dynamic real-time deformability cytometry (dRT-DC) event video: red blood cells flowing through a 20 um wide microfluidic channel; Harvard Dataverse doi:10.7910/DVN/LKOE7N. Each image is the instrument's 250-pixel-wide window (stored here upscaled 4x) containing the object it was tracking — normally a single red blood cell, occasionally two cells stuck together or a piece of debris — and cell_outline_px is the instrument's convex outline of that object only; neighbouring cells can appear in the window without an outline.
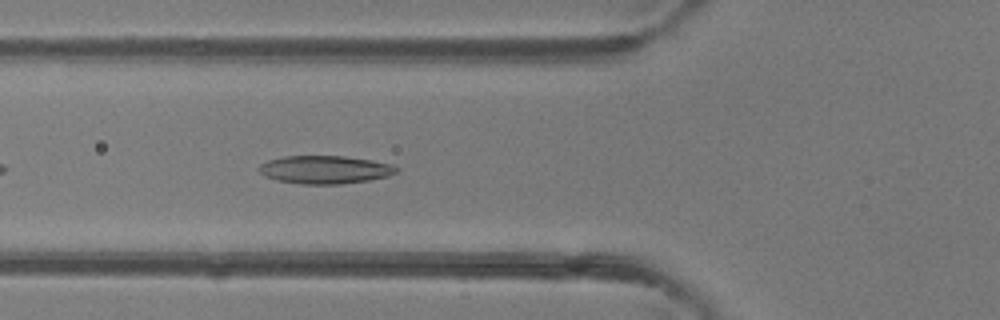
{"species": "common noctule bat (a hibernating species)", "species_latin": "Nyctalus noctula", "temperature_condition": "room temperature", "stored_images_in_passage": 36, "camera_frame_rate_fps": 3000, "um_per_image_px": 0.085, "animal": {"sex": "female"}, "frame": {"image": 1, "passage_image": 6, "time_ms": 1.667, "image_size_px": [1000, 320], "cell_outline_px": [[400, 172], [388, 176], [368, 180], [340, 184], [300, 184], [276, 180], [264, 176], [256, 168], [260, 164], [268, 160], [284, 156], [344, 156], [372, 160], [392, 164], [400, 168]], "centroid_in_image_um": [27.63, 14.42], "position_along_channel_um": 98.2, "area_um2": 22.72}}
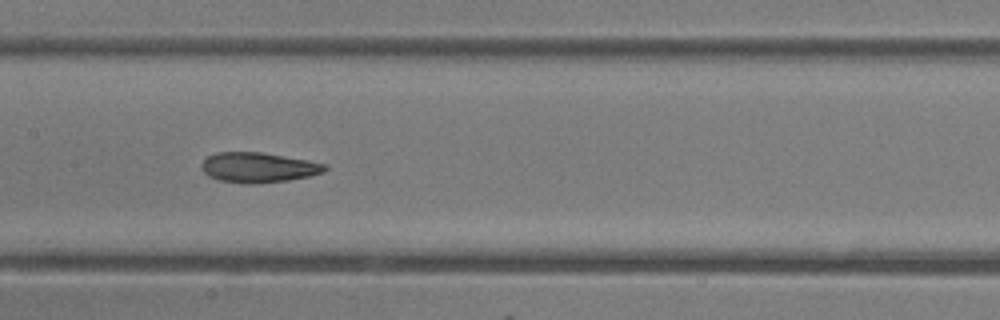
{"frame": {"image": 2, "passage_image": 12, "time_ms": 3.667, "image_size_px": [1000, 320], "cell_outline_px": [[328, 168], [324, 172], [308, 176], [288, 180], [252, 184], [244, 184], [220, 180], [208, 176], [200, 168], [200, 164], [208, 156], [216, 152], [260, 152], [308, 160], [328, 164]], "centroid_in_image_um": [21.95, 14.23], "position_along_channel_um": 185.5, "area_um2": 21.68}}
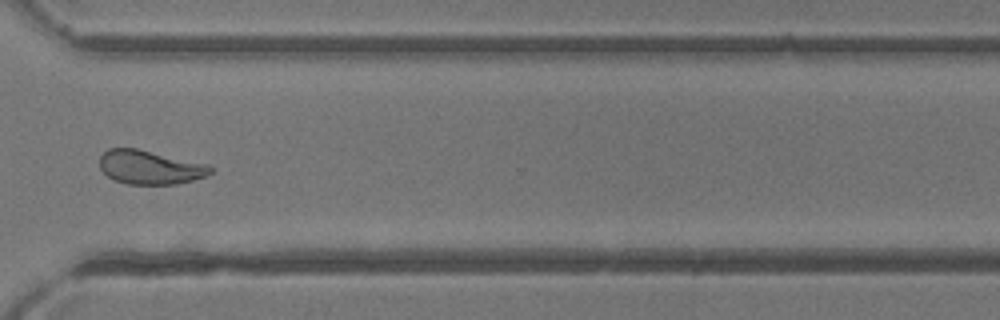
{"frame": {"image": 3, "passage_image": 24, "time_ms": 7.667, "image_size_px": [1000, 320], "cell_outline_px": [[212, 172], [208, 176], [176, 184], [128, 184], [116, 180], [108, 176], [100, 168], [100, 156], [108, 148], [136, 148], [208, 164], [212, 168]], "centroid_in_image_um": [12.76, 14.21], "position_along_channel_um": 357.8, "area_um2": 21.79}, "authors_computed_cell_mechanics": {"area_um2": 22.253, "velocity_mm_per_s": 4.3188, "shape_relaxation_time_tau1_ms": 5.9185, "shape_relaxation_time_tau2_ms": 2.019, "deformation_change_tau1": 0.176, "deformation_change_tau2": 0.0908}}